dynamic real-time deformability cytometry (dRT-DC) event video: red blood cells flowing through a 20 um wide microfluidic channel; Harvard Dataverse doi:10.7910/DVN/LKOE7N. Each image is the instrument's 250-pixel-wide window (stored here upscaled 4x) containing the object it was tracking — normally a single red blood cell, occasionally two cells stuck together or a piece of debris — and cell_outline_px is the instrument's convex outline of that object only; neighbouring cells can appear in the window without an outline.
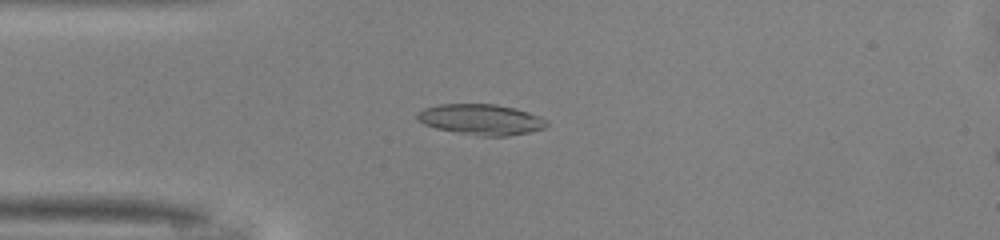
{"species": "common noctule bat (a hibernating species)", "species_latin": "Nyctalus noctula", "temperature_condition": "warm", "stored_images_in_passage": 39, "camera_frame_rate_fps": 3000, "um_per_image_px": 0.085, "animal": {"sex": "male", "body_mass_g": 13.0, "forearm_length_mm": 53.1}, "frame": {"image": 1, "passage_image": 2, "time_ms": 0.333, "image_size_px": [1000, 240], "cell_outline_px": [[548, 124], [544, 128], [528, 132], [508, 136], [480, 136], [436, 128], [424, 124], [416, 120], [416, 116], [424, 108], [440, 104], [496, 104], [516, 108], [540, 116], [548, 120]], "centroid_in_image_um": [40.91, 10.15], "position_along_channel_um": 44.1, "area_um2": 23.12}}
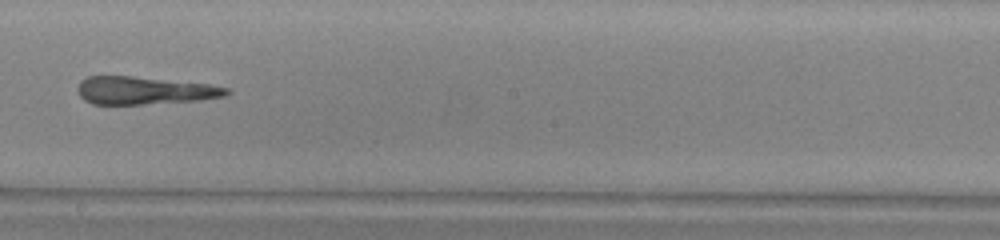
{"frame": {"image": 2, "passage_image": 17, "time_ms": 5.333, "image_size_px": [1000, 240], "cell_outline_px": [[232, 92], [224, 96], [200, 100], [144, 104], [92, 104], [84, 100], [80, 96], [76, 88], [80, 80], [88, 76], [132, 76], [208, 84], [232, 88]], "centroid_in_image_um": [12.27, 7.69], "position_along_channel_um": 235.9, "area_um2": 24.22}}
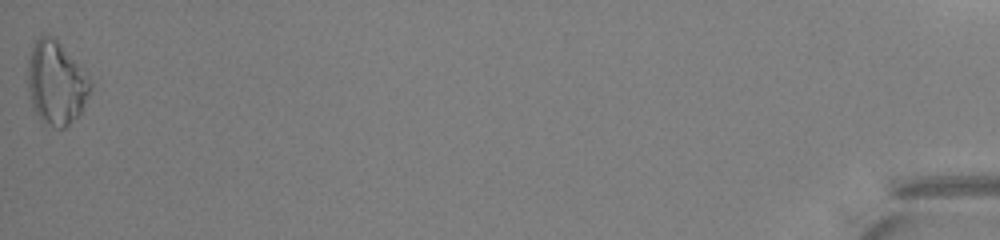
{"frame": {"image": 3, "passage_image": 39, "time_ms": 12.667, "image_size_px": [1000, 240], "cell_outline_px": [[92, 88], [80, 112], [64, 128], [56, 128], [40, 120], [32, 108], [28, 92], [28, 60], [32, 48], [36, 40], [40, 36], [56, 36], [92, 80]], "centroid_in_image_um": [4.77, 7.03], "position_along_channel_um": 430.4, "area_um2": 30.58}, "authors_computed_cell_mechanics": {"area_um2": 25.0852, "velocity_mm_per_s": 4.1332, "shape_relaxation_time_tau1_ms": null, "shape_relaxation_time_tau2_ms": 3.6295, "deformation_change_tau1": null, "deformation_change_tau2": 0.1791}}